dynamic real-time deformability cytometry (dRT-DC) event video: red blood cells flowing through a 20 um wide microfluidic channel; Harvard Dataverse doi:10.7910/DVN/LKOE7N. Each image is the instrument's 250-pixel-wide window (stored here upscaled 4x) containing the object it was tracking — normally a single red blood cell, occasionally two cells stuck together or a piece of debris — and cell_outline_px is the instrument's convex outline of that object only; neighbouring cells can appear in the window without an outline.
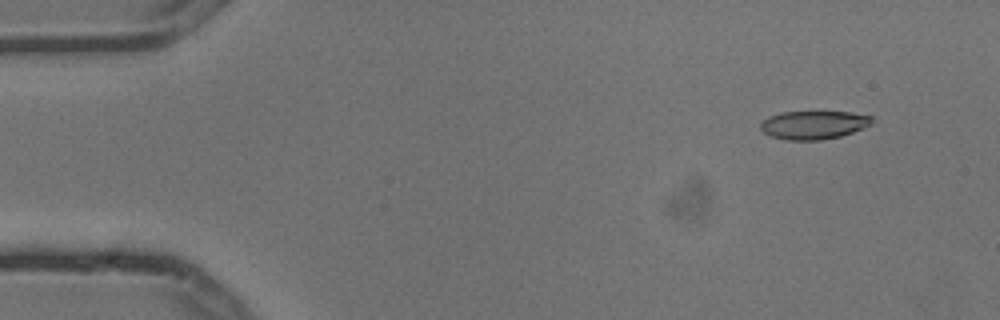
{"species": "common noctule bat (a hibernating species)", "species_latin": "Nyctalus noctula", "temperature_condition": "cold", "stored_images_in_passage": 6, "camera_frame_rate_fps": 3000, "um_per_image_px": 0.085, "animal": {"sex": "male", "body_mass_g": 13.3}, "frame": {"image": 1, "passage_image": 2, "time_ms": 0.333, "image_size_px": [1000, 320], "cell_outline_px": [[872, 124], [852, 132], [840, 136], [820, 140], [784, 140], [772, 136], [764, 132], [760, 128], [760, 124], [768, 116], [784, 112], [848, 112], [872, 116]], "centroid_in_image_um": [69.15, 10.62], "position_along_channel_um": 15.9, "area_um2": 18.26}}
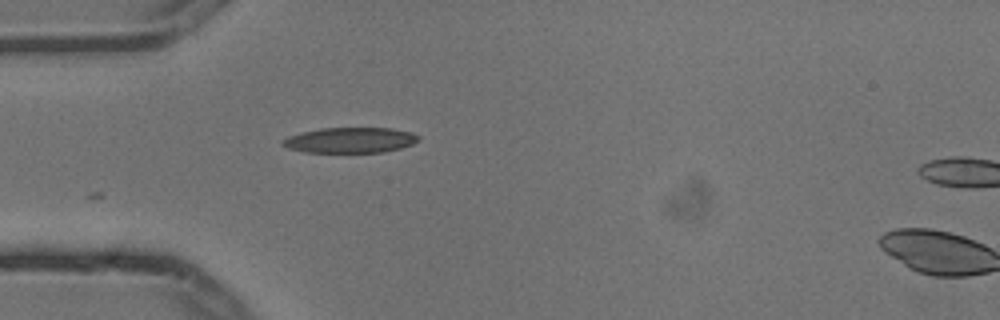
{"frame": {"image": 2, "passage_image": 5, "time_ms": 1.333, "image_size_px": [1000, 320], "cell_outline_px": [[420, 140], [412, 144], [400, 148], [384, 152], [304, 152], [288, 148], [280, 144], [280, 140], [288, 136], [300, 132], [320, 128], [392, 128], [412, 132], [420, 136]], "centroid_in_image_um": [29.75, 11.91], "position_along_channel_um": 55.3, "area_um2": 20.35}}